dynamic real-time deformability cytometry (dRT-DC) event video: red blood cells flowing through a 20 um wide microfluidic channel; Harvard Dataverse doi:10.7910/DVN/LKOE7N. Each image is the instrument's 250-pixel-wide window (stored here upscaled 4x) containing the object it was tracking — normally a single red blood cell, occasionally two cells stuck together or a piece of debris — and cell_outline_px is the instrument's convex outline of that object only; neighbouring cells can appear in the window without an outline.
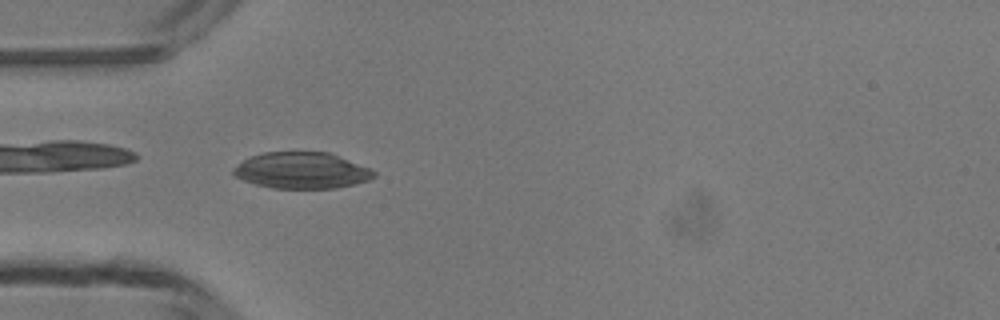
{"species": "common noctule bat (a hibernating species)", "species_latin": "Nyctalus noctula", "temperature_condition": "room temperature", "stored_images_in_passage": 48, "camera_frame_rate_fps": 3000, "um_per_image_px": 0.085, "animal": {"sex": "male", "body_mass_g": 13.3}, "frame": {"image": 1, "passage_image": 14, "time_ms": 4.333, "image_size_px": [1000, 320], "cell_outline_px": [[376, 176], [368, 180], [336, 188], [272, 188], [256, 184], [244, 180], [236, 176], [232, 172], [232, 168], [236, 164], [252, 156], [264, 152], [328, 152], [372, 168], [376, 172]], "centroid_in_image_um": [25.66, 14.48], "position_along_channel_um": 59.3, "area_um2": 29.65}}
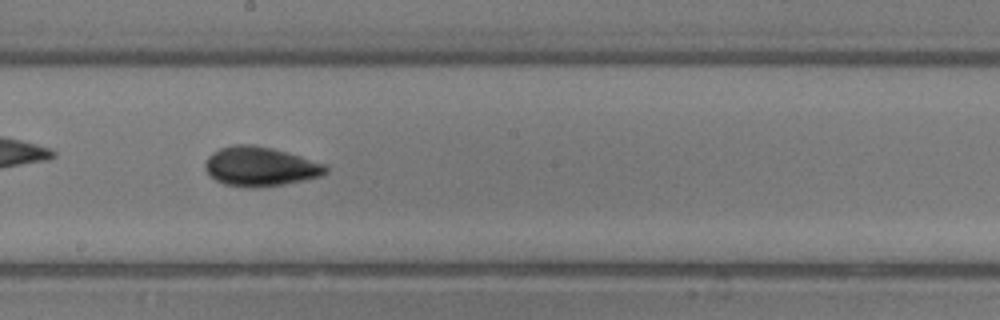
{"frame": {"image": 2, "passage_image": 26, "time_ms": 8.333, "image_size_px": [1000, 320], "cell_outline_px": [[328, 172], [320, 176], [304, 180], [284, 184], [256, 188], [244, 188], [224, 184], [216, 180], [204, 168], [204, 164], [208, 156], [212, 152], [220, 148], [232, 144], [256, 144], [288, 152], [324, 164], [328, 168]], "centroid_in_image_um": [22.09, 14.15], "position_along_channel_um": 226.1, "area_um2": 27.86}}
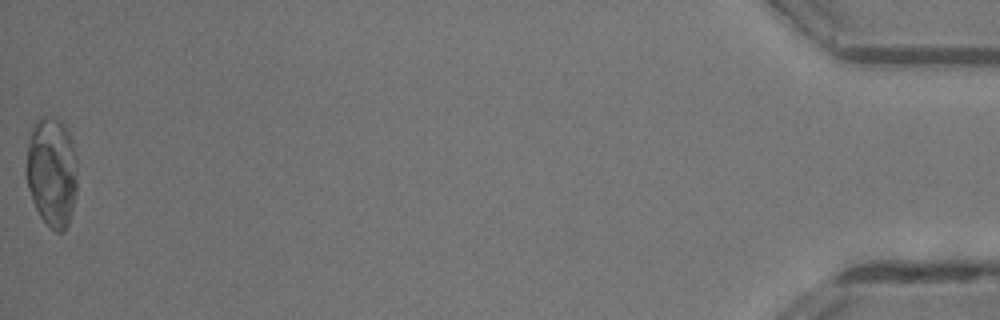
{"frame": {"image": 3, "passage_image": 48, "time_ms": 15.667, "image_size_px": [1000, 320], "cell_outline_px": [[76, 192], [68, 224], [64, 232], [56, 232], [40, 216], [32, 200], [28, 188], [24, 172], [28, 144], [32, 128], [36, 120], [44, 116], [56, 120], [64, 124], [72, 140], [76, 156]], "centroid_in_image_um": [4.38, 14.62], "position_along_channel_um": 430.8, "area_um2": 32.66}, "authors_computed_cell_mechanics": {"area_um2": 28.322, "velocity_mm_per_s": 4.2146, "shape_relaxation_time_tau1_ms": null, "shape_relaxation_time_tau2_ms": 1.4987, "deformation_change_tau1": null, "deformation_change_tau2": 0.0389}}